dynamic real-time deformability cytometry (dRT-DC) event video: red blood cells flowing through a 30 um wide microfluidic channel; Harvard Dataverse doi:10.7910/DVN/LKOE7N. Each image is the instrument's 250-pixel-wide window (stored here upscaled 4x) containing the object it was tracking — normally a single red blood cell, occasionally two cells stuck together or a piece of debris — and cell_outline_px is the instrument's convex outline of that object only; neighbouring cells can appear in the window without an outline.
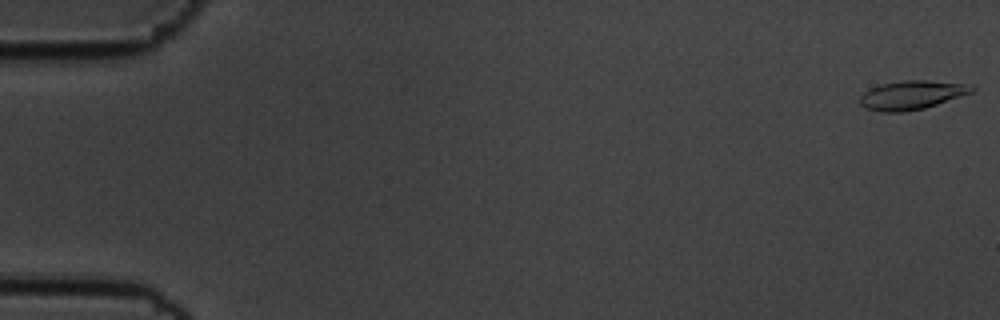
{"species": "common noctule bat (a hibernating species)", "species_latin": "Nyctalus noctula", "temperature_condition": "cold", "stored_images_in_passage": 13, "camera_frame_rate_fps": 3000, "um_per_image_px": 0.085, "animal": {"sex": "male", "body_mass_g": 19.5, "forearm_length_mm": 54.6}, "frame": {"image": 1, "passage_image": 1, "time_ms": 0.0, "image_size_px": [1000, 320], "cell_outline_px": [[976, 88], [972, 92], [924, 108], [904, 112], [880, 112], [868, 108], [860, 104], [860, 96], [864, 92], [880, 84], [904, 80], [924, 80], [972, 84]], "centroid_in_image_um": [77.51, 8.07], "position_along_channel_um": 7.5, "area_um2": 18.67}}